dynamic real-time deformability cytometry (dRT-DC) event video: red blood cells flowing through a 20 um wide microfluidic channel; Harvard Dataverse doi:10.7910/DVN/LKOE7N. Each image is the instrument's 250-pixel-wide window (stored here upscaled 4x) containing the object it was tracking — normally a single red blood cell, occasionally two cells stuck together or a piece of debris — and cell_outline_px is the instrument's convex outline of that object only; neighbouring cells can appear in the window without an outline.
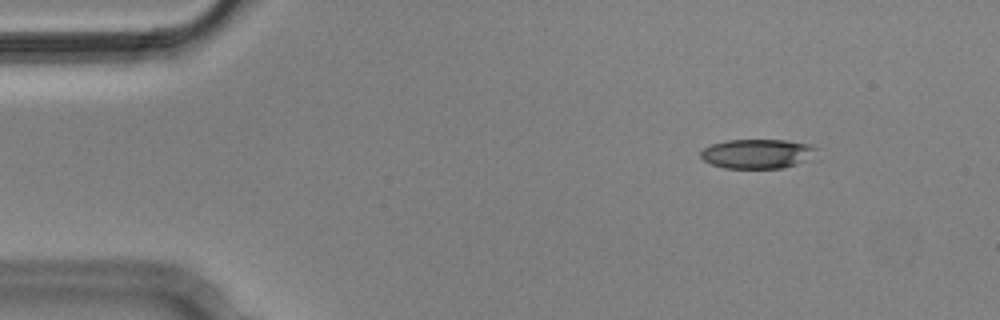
{"species": "Egyptian fruit bat (a non-hibernating species)", "species_latin": "Rousettus aegyptiacus", "temperature_condition": "cold", "stored_images_in_passage": 4, "camera_frame_rate_fps": 3000, "um_per_image_px": 0.085, "animal": {"sex": "male"}, "frame": {"image": 1, "passage_image": 2, "time_ms": 0.333, "image_size_px": [1000, 320], "cell_outline_px": [[820, 160], [784, 168], [724, 168], [712, 164], [704, 160], [700, 156], [700, 152], [704, 148], [712, 144], [724, 140], [784, 140], [808, 144], [820, 148]], "centroid_in_image_um": [64.57, 13.08], "position_along_channel_um": 20.4, "area_um2": 20.75}}